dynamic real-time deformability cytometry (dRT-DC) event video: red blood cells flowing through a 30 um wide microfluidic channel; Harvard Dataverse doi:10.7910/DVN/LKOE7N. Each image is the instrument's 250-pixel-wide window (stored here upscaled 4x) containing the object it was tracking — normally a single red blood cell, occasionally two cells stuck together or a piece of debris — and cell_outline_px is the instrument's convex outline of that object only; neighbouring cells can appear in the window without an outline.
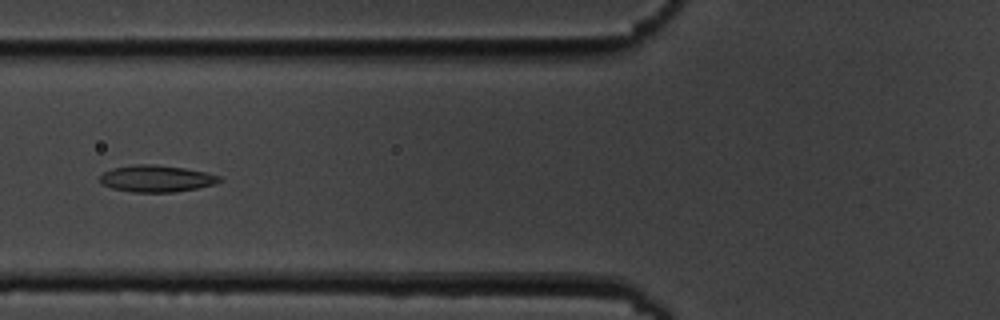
{"species": "common noctule bat (a hibernating species)", "species_latin": "Nyctalus noctula", "temperature_condition": "cold", "stored_images_in_passage": 10, "camera_frame_rate_fps": 3000, "um_per_image_px": 0.085, "animal": {"sex": "male", "body_mass_g": 19.5, "forearm_length_mm": 54.6}, "frame": {"image": 1, "passage_image": 6, "time_ms": 5.667, "image_size_px": [1000, 320], "cell_outline_px": [[224, 180], [216, 184], [176, 192], [132, 192], [112, 188], [100, 184], [100, 176], [104, 172], [112, 168], [132, 164], [156, 164], [184, 168], [204, 172], [220, 176]], "centroid_in_image_um": [13.29, 15.18], "position_along_channel_um": 112.5, "area_um2": 18.79}}
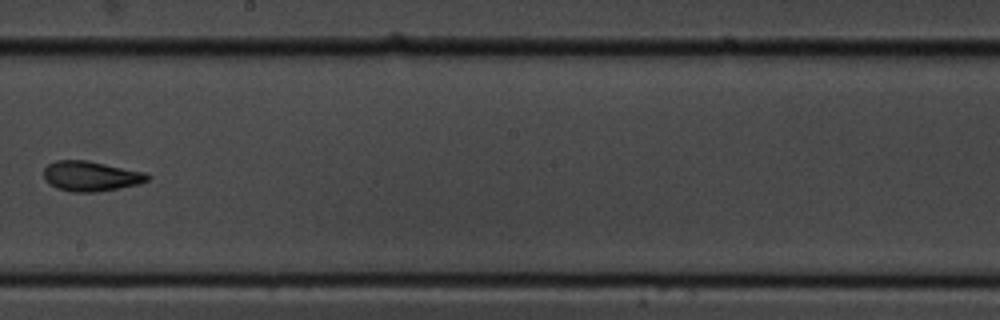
{"frame": {"image": 2, "passage_image": 9, "time_ms": 9.333, "image_size_px": [1000, 320], "cell_outline_px": [[152, 176], [148, 180], [140, 184], [96, 192], [72, 192], [56, 188], [44, 180], [44, 168], [48, 164], [56, 160], [88, 160], [144, 172]], "centroid_in_image_um": [7.71, 14.97], "position_along_channel_um": 240.5, "area_um2": 18.26}}
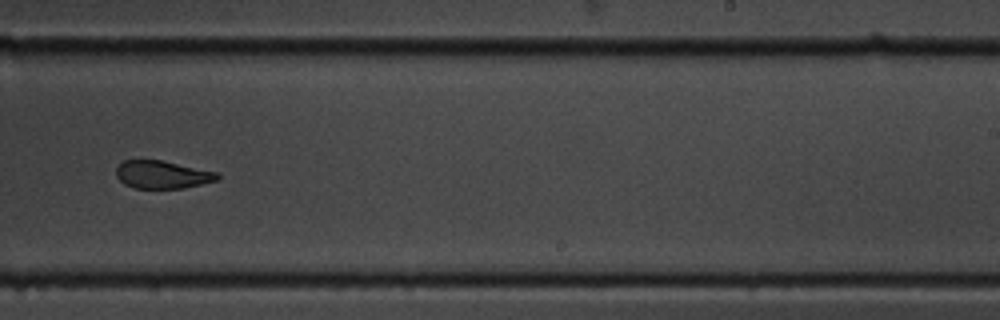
{"frame": {"image": 3, "passage_image": 10, "time_ms": 10.333, "image_size_px": [1000, 320], "cell_outline_px": [[220, 176], [216, 180], [184, 188], [132, 188], [124, 184], [116, 176], [116, 168], [124, 160], [160, 160], [220, 172]], "centroid_in_image_um": [13.8, 14.84], "position_along_channel_um": 275.2, "area_um2": 16.42}}